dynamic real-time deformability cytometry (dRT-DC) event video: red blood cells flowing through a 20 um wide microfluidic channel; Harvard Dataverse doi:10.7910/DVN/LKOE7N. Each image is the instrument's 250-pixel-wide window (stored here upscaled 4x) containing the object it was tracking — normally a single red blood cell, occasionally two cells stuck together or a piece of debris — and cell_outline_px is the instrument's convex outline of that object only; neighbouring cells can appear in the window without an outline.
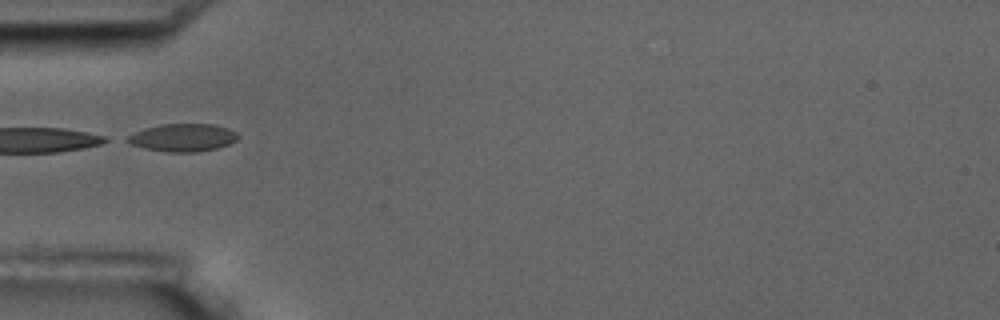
{"species": "common noctule bat (a hibernating species)", "species_latin": "Nyctalus noctula", "temperature_condition": "room temperature", "stored_images_in_passage": 8, "segment_of_instrument_passage": [2, 2], "camera_frame_rate_fps": 3000, "um_per_image_px": 0.085, "animal": {"sex": "male", "body_mass_g": 17.5, "forearm_length_mm": 52.3}, "frame": {"image": 1, "passage_image": 6, "time_ms": 5.667, "image_size_px": [1000, 320], "cell_outline_px": [[240, 136], [236, 140], [228, 144], [216, 148], [196, 152], [168, 152], [144, 148], [132, 144], [124, 140], [128, 136], [144, 128], [160, 124], [216, 124], [228, 128], [236, 132]], "centroid_in_image_um": [15.55, 11.69], "position_along_channel_um": 69.4, "area_um2": 17.86}}